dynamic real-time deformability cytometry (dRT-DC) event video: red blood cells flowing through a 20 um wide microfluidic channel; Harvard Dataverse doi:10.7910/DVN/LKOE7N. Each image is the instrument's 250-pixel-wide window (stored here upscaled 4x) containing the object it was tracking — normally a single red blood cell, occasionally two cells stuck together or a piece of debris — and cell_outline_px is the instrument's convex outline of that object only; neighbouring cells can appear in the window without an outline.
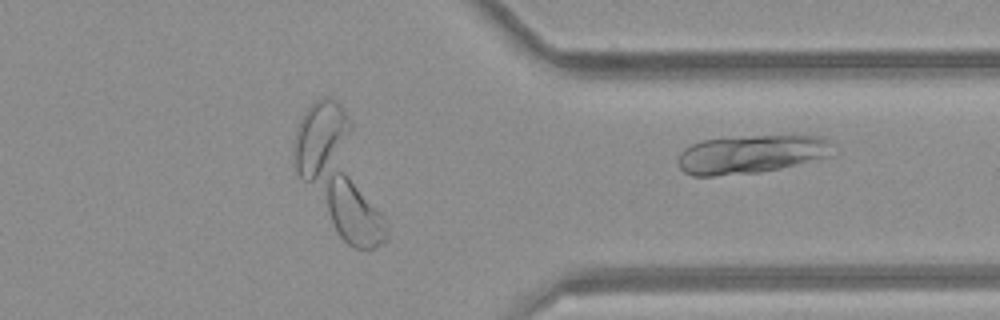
{"species": "common noctule bat (a hibernating species)", "species_latin": "Nyctalus noctula", "temperature_condition": "room temperature", "stored_images_in_passage": 26, "camera_frame_rate_fps": 3000, "um_per_image_px": 0.085, "animal": {"sex": "female", "body_mass_g": 21.9}, "frame": {"image": 1, "passage_image": 26, "time_ms": 8.333, "image_size_px": [1000, 320], "cell_outline_px": [[832, 156], [780, 168], [756, 172], [716, 176], [692, 176], [684, 172], [680, 168], [676, 160], [680, 152], [684, 148], [692, 144], [704, 140], [748, 136], [824, 136], [832, 144]], "centroid_in_image_um": [63.82, 13.11], "position_along_channel_um": 347.6, "area_um2": 34.62}}